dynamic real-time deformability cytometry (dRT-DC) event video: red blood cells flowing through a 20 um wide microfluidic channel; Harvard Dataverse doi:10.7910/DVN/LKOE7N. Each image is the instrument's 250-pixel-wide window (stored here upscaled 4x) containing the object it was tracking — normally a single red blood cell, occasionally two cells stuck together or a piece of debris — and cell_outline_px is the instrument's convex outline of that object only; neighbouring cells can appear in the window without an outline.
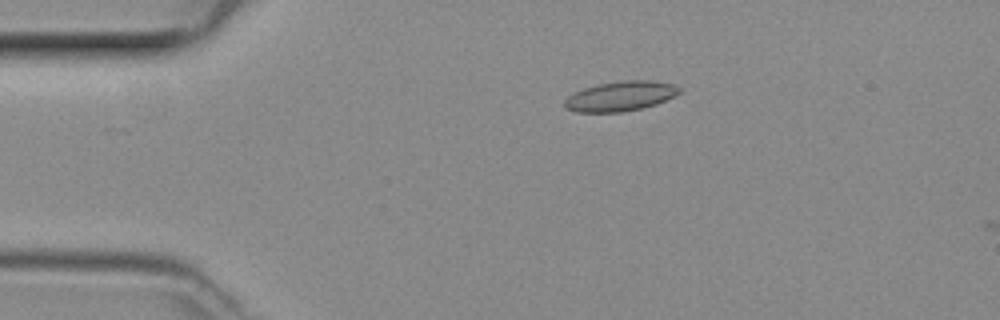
{"species": "common noctule bat (a hibernating species)", "species_latin": "Nyctalus noctula", "temperature_condition": "room temperature", "stored_images_in_passage": 49, "camera_frame_rate_fps": 3000, "um_per_image_px": 0.085, "animal": {"sex": "female", "body_mass_g": 29.2, "forearm_length_mm": 56.3}, "frame": {"image": 1, "passage_image": 10, "time_ms": 3.0, "image_size_px": [1000, 320], "cell_outline_px": [[680, 92], [656, 104], [640, 108], [620, 112], [576, 112], [564, 108], [564, 100], [568, 96], [584, 88], [600, 84], [624, 80], [648, 80], [676, 84], [680, 88]], "centroid_in_image_um": [52.72, 8.17], "position_along_channel_um": 32.3, "area_um2": 19.71}}
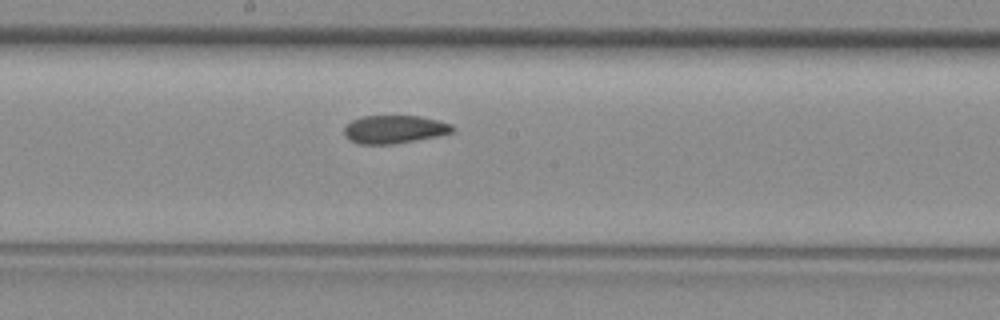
{"frame": {"image": 2, "passage_image": 26, "time_ms": 8.333, "image_size_px": [1000, 320], "cell_outline_px": [[456, 128], [452, 132], [440, 136], [392, 144], [360, 144], [348, 140], [344, 136], [344, 128], [352, 120], [364, 116], [420, 116], [452, 124]], "centroid_in_image_um": [33.52, 11.0], "position_along_channel_um": 214.7, "area_um2": 17.8}}
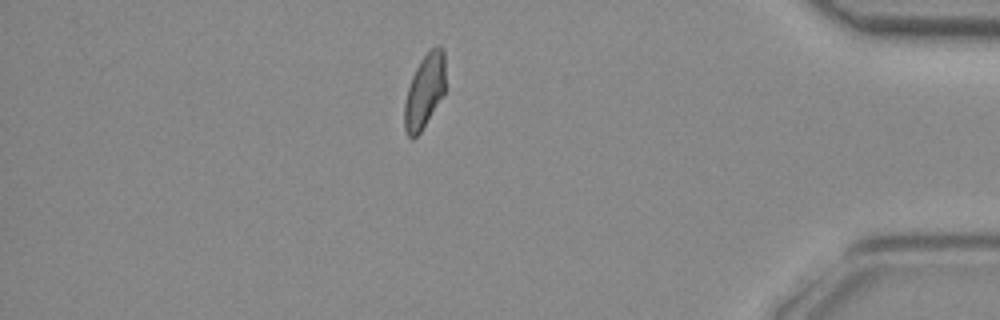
{"frame": {"image": 3, "passage_image": 42, "time_ms": 13.667, "image_size_px": [1000, 320], "cell_outline_px": [[444, 92], [420, 132], [416, 136], [408, 136], [404, 128], [404, 104], [408, 88], [412, 76], [420, 60], [436, 44], [440, 44], [444, 48]], "centroid_in_image_um": [36.08, 7.69], "position_along_channel_um": 399.1, "area_um2": 17.28}}